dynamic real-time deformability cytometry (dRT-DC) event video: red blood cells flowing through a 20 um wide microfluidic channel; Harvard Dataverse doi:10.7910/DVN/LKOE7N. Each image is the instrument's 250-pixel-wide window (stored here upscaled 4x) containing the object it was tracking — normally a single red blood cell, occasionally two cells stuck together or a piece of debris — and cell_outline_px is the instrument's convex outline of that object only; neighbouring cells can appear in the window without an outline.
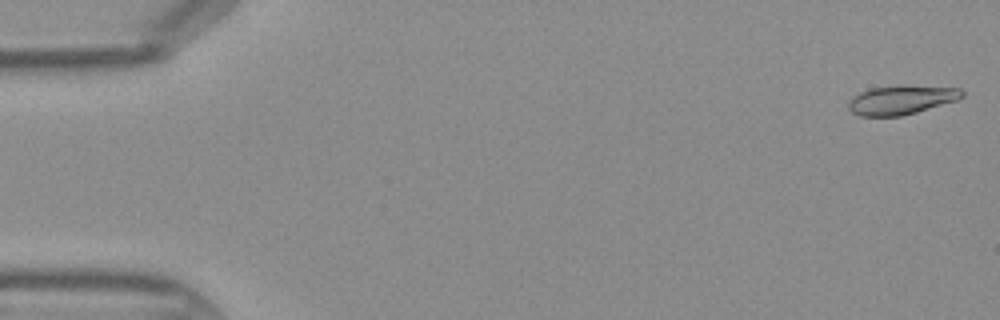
{"species": "Egyptian fruit bat (a non-hibernating species)", "species_latin": "Rousettus aegyptiacus", "temperature_condition": "warm", "stored_images_in_passage": 14, "camera_frame_rate_fps": 3000, "um_per_image_px": 0.085, "frame": {"image": 1, "passage_image": 1, "time_ms": 0.0, "image_size_px": [1000, 320], "cell_outline_px": [[964, 96], [956, 100], [916, 112], [900, 116], [860, 116], [852, 112], [848, 108], [848, 100], [852, 96], [868, 88], [900, 84], [904, 84], [960, 88], [964, 92]], "centroid_in_image_um": [76.58, 8.46], "position_along_channel_um": 8.4, "area_um2": 19.59}}
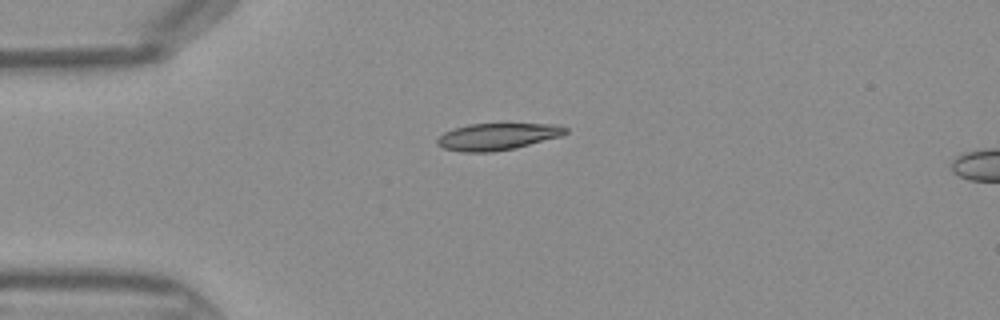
{"frame": {"image": 2, "passage_image": 11, "time_ms": 3.333, "image_size_px": [1000, 320], "cell_outline_px": [[568, 132], [560, 136], [516, 148], [492, 152], [460, 152], [444, 148], [436, 144], [436, 140], [444, 132], [468, 124], [556, 124], [568, 128]], "centroid_in_image_um": [42.27, 11.61], "position_along_channel_um": 42.7, "area_um2": 20.0}}